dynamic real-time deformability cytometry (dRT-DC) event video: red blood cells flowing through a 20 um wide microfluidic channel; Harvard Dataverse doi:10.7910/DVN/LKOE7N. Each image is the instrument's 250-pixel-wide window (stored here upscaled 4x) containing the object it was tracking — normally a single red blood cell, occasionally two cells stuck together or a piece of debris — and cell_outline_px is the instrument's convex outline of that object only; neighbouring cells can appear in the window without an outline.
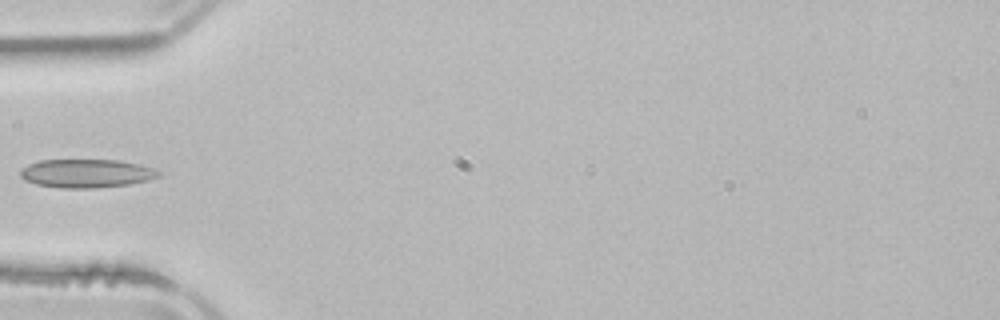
{"species": "common noctule bat (a hibernating species)", "species_latin": "Nyctalus noctula", "temperature_condition": "room temperature", "stored_images_in_passage": 4, "camera_frame_rate_fps": 3000, "um_per_image_px": 0.085, "animal": {"sex": "male", "body_mass_g": 21.5, "forearm_length_mm": 52.0}, "frame": {"image": 1, "passage_image": 3, "time_ms": 3.0, "image_size_px": [1000, 320], "cell_outline_px": [[164, 172], [160, 176], [148, 180], [128, 184], [96, 188], [60, 188], [36, 184], [24, 180], [20, 176], [20, 172], [28, 164], [40, 160], [116, 160], [140, 164]], "centroid_in_image_um": [7.36, 14.74], "position_along_channel_um": 77.6, "area_um2": 23.0}}
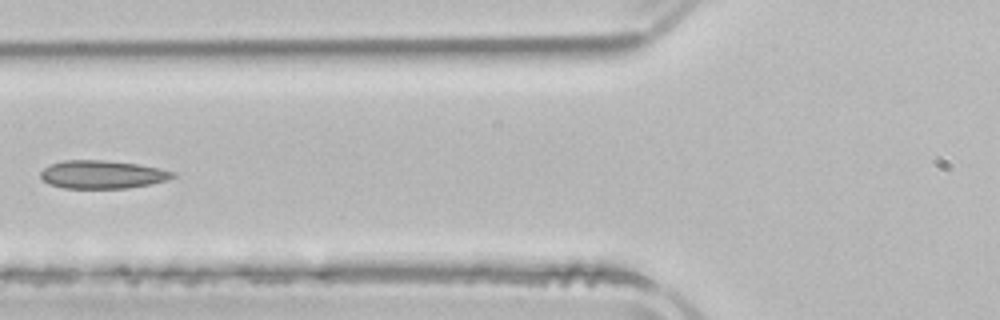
{"frame": {"image": 2, "passage_image": 4, "time_ms": 4.0, "image_size_px": [1000, 320], "cell_outline_px": [[176, 176], [168, 180], [152, 184], [128, 188], [64, 188], [48, 184], [40, 176], [40, 172], [48, 164], [64, 160], [104, 160], [136, 164], [160, 168], [176, 172]], "centroid_in_image_um": [8.7, 14.83], "position_along_channel_um": 117.1, "area_um2": 21.85}}